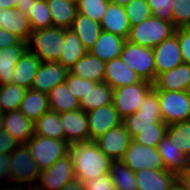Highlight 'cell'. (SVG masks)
<instances>
[{
  "instance_id": "6da1fadb",
  "label": "cell",
  "mask_w": 190,
  "mask_h": 190,
  "mask_svg": "<svg viewBox=\"0 0 190 190\" xmlns=\"http://www.w3.org/2000/svg\"><path fill=\"white\" fill-rule=\"evenodd\" d=\"M75 178L85 183L110 173L112 160L103 153L96 141L87 140L69 144Z\"/></svg>"
},
{
  "instance_id": "7a4b0ae2",
  "label": "cell",
  "mask_w": 190,
  "mask_h": 190,
  "mask_svg": "<svg viewBox=\"0 0 190 190\" xmlns=\"http://www.w3.org/2000/svg\"><path fill=\"white\" fill-rule=\"evenodd\" d=\"M10 154L8 182L14 185L1 190H32L41 172L36 160L31 156L26 144H19Z\"/></svg>"
},
{
  "instance_id": "3957f363",
  "label": "cell",
  "mask_w": 190,
  "mask_h": 190,
  "mask_svg": "<svg viewBox=\"0 0 190 190\" xmlns=\"http://www.w3.org/2000/svg\"><path fill=\"white\" fill-rule=\"evenodd\" d=\"M122 123L132 138L143 130L167 129V125L162 120L157 92L152 89L138 111L126 116Z\"/></svg>"
},
{
  "instance_id": "277c9868",
  "label": "cell",
  "mask_w": 190,
  "mask_h": 190,
  "mask_svg": "<svg viewBox=\"0 0 190 190\" xmlns=\"http://www.w3.org/2000/svg\"><path fill=\"white\" fill-rule=\"evenodd\" d=\"M64 28L51 26L32 31L28 49L41 62H58L63 53Z\"/></svg>"
},
{
  "instance_id": "5b68a950",
  "label": "cell",
  "mask_w": 190,
  "mask_h": 190,
  "mask_svg": "<svg viewBox=\"0 0 190 190\" xmlns=\"http://www.w3.org/2000/svg\"><path fill=\"white\" fill-rule=\"evenodd\" d=\"M175 30L172 22L151 16L140 24L131 26L126 40L137 45L154 48L173 35Z\"/></svg>"
},
{
  "instance_id": "8992f818",
  "label": "cell",
  "mask_w": 190,
  "mask_h": 190,
  "mask_svg": "<svg viewBox=\"0 0 190 190\" xmlns=\"http://www.w3.org/2000/svg\"><path fill=\"white\" fill-rule=\"evenodd\" d=\"M25 144L40 171L50 168L57 160L69 153V144L65 140L34 134Z\"/></svg>"
},
{
  "instance_id": "52a82bcc",
  "label": "cell",
  "mask_w": 190,
  "mask_h": 190,
  "mask_svg": "<svg viewBox=\"0 0 190 190\" xmlns=\"http://www.w3.org/2000/svg\"><path fill=\"white\" fill-rule=\"evenodd\" d=\"M122 61L142 80L155 81V60L153 49L125 41L120 54Z\"/></svg>"
},
{
  "instance_id": "ba28073f",
  "label": "cell",
  "mask_w": 190,
  "mask_h": 190,
  "mask_svg": "<svg viewBox=\"0 0 190 190\" xmlns=\"http://www.w3.org/2000/svg\"><path fill=\"white\" fill-rule=\"evenodd\" d=\"M153 89V83L142 80L141 82L113 89V106L119 116L124 119L138 111L139 106L147 94Z\"/></svg>"
},
{
  "instance_id": "9c48e42d",
  "label": "cell",
  "mask_w": 190,
  "mask_h": 190,
  "mask_svg": "<svg viewBox=\"0 0 190 190\" xmlns=\"http://www.w3.org/2000/svg\"><path fill=\"white\" fill-rule=\"evenodd\" d=\"M162 120L168 126L190 119V97L187 91L155 90Z\"/></svg>"
},
{
  "instance_id": "30bf717a",
  "label": "cell",
  "mask_w": 190,
  "mask_h": 190,
  "mask_svg": "<svg viewBox=\"0 0 190 190\" xmlns=\"http://www.w3.org/2000/svg\"><path fill=\"white\" fill-rule=\"evenodd\" d=\"M73 179H75L73 161L68 153L50 168L40 172L37 183L32 190H60Z\"/></svg>"
},
{
  "instance_id": "8fae6325",
  "label": "cell",
  "mask_w": 190,
  "mask_h": 190,
  "mask_svg": "<svg viewBox=\"0 0 190 190\" xmlns=\"http://www.w3.org/2000/svg\"><path fill=\"white\" fill-rule=\"evenodd\" d=\"M133 172L141 169L165 170L157 148H152L132 140L121 159Z\"/></svg>"
},
{
  "instance_id": "7c38bea8",
  "label": "cell",
  "mask_w": 190,
  "mask_h": 190,
  "mask_svg": "<svg viewBox=\"0 0 190 190\" xmlns=\"http://www.w3.org/2000/svg\"><path fill=\"white\" fill-rule=\"evenodd\" d=\"M155 60V78L183 63L179 40L176 33L152 48Z\"/></svg>"
},
{
  "instance_id": "4fadbf2b",
  "label": "cell",
  "mask_w": 190,
  "mask_h": 190,
  "mask_svg": "<svg viewBox=\"0 0 190 190\" xmlns=\"http://www.w3.org/2000/svg\"><path fill=\"white\" fill-rule=\"evenodd\" d=\"M132 140V137L122 123L121 125L108 130L95 141L99 149L105 153L109 159L121 160Z\"/></svg>"
},
{
  "instance_id": "5bb4252c",
  "label": "cell",
  "mask_w": 190,
  "mask_h": 190,
  "mask_svg": "<svg viewBox=\"0 0 190 190\" xmlns=\"http://www.w3.org/2000/svg\"><path fill=\"white\" fill-rule=\"evenodd\" d=\"M89 140L95 141L108 130L122 124L123 119L113 104H108L87 112Z\"/></svg>"
},
{
  "instance_id": "9a60e30c",
  "label": "cell",
  "mask_w": 190,
  "mask_h": 190,
  "mask_svg": "<svg viewBox=\"0 0 190 190\" xmlns=\"http://www.w3.org/2000/svg\"><path fill=\"white\" fill-rule=\"evenodd\" d=\"M135 173L138 190H175L178 175L168 170L141 169Z\"/></svg>"
},
{
  "instance_id": "2e32d148",
  "label": "cell",
  "mask_w": 190,
  "mask_h": 190,
  "mask_svg": "<svg viewBox=\"0 0 190 190\" xmlns=\"http://www.w3.org/2000/svg\"><path fill=\"white\" fill-rule=\"evenodd\" d=\"M61 126L64 130V140L76 143L89 140V126L87 112L79 109L60 113Z\"/></svg>"
},
{
  "instance_id": "e0dca14e",
  "label": "cell",
  "mask_w": 190,
  "mask_h": 190,
  "mask_svg": "<svg viewBox=\"0 0 190 190\" xmlns=\"http://www.w3.org/2000/svg\"><path fill=\"white\" fill-rule=\"evenodd\" d=\"M69 70L59 62H41L31 89L49 93L53 87L65 82Z\"/></svg>"
},
{
  "instance_id": "ac0fdd59",
  "label": "cell",
  "mask_w": 190,
  "mask_h": 190,
  "mask_svg": "<svg viewBox=\"0 0 190 190\" xmlns=\"http://www.w3.org/2000/svg\"><path fill=\"white\" fill-rule=\"evenodd\" d=\"M190 83V65L182 63L158 74L153 82L154 90L186 91Z\"/></svg>"
},
{
  "instance_id": "d6986e66",
  "label": "cell",
  "mask_w": 190,
  "mask_h": 190,
  "mask_svg": "<svg viewBox=\"0 0 190 190\" xmlns=\"http://www.w3.org/2000/svg\"><path fill=\"white\" fill-rule=\"evenodd\" d=\"M0 28L27 43L32 33L28 16L16 8H0Z\"/></svg>"
},
{
  "instance_id": "ffe728a7",
  "label": "cell",
  "mask_w": 190,
  "mask_h": 190,
  "mask_svg": "<svg viewBox=\"0 0 190 190\" xmlns=\"http://www.w3.org/2000/svg\"><path fill=\"white\" fill-rule=\"evenodd\" d=\"M104 81L115 89L141 82L142 79L118 57L106 62Z\"/></svg>"
},
{
  "instance_id": "44dd1931",
  "label": "cell",
  "mask_w": 190,
  "mask_h": 190,
  "mask_svg": "<svg viewBox=\"0 0 190 190\" xmlns=\"http://www.w3.org/2000/svg\"><path fill=\"white\" fill-rule=\"evenodd\" d=\"M113 88L104 82L88 80V91L79 99L80 109L89 112L99 107L112 104Z\"/></svg>"
},
{
  "instance_id": "7402d4cb",
  "label": "cell",
  "mask_w": 190,
  "mask_h": 190,
  "mask_svg": "<svg viewBox=\"0 0 190 190\" xmlns=\"http://www.w3.org/2000/svg\"><path fill=\"white\" fill-rule=\"evenodd\" d=\"M4 131L9 133L19 144H25L34 135V122L19 109L4 113Z\"/></svg>"
},
{
  "instance_id": "603a6c76",
  "label": "cell",
  "mask_w": 190,
  "mask_h": 190,
  "mask_svg": "<svg viewBox=\"0 0 190 190\" xmlns=\"http://www.w3.org/2000/svg\"><path fill=\"white\" fill-rule=\"evenodd\" d=\"M100 24L103 31L111 32L126 39L131 28L124 6L112 2L108 4Z\"/></svg>"
},
{
  "instance_id": "cb8c5ba5",
  "label": "cell",
  "mask_w": 190,
  "mask_h": 190,
  "mask_svg": "<svg viewBox=\"0 0 190 190\" xmlns=\"http://www.w3.org/2000/svg\"><path fill=\"white\" fill-rule=\"evenodd\" d=\"M126 38L111 32L101 31L89 52L104 62L120 57Z\"/></svg>"
},
{
  "instance_id": "d4e9b609",
  "label": "cell",
  "mask_w": 190,
  "mask_h": 190,
  "mask_svg": "<svg viewBox=\"0 0 190 190\" xmlns=\"http://www.w3.org/2000/svg\"><path fill=\"white\" fill-rule=\"evenodd\" d=\"M106 62L87 51L70 69L69 72L83 79L97 83L104 82Z\"/></svg>"
},
{
  "instance_id": "484cf974",
  "label": "cell",
  "mask_w": 190,
  "mask_h": 190,
  "mask_svg": "<svg viewBox=\"0 0 190 190\" xmlns=\"http://www.w3.org/2000/svg\"><path fill=\"white\" fill-rule=\"evenodd\" d=\"M157 150L166 170L179 175L189 167V158L180 152L166 135L158 143Z\"/></svg>"
},
{
  "instance_id": "4316f807",
  "label": "cell",
  "mask_w": 190,
  "mask_h": 190,
  "mask_svg": "<svg viewBox=\"0 0 190 190\" xmlns=\"http://www.w3.org/2000/svg\"><path fill=\"white\" fill-rule=\"evenodd\" d=\"M40 63L39 58L27 49L15 65L12 83L30 89Z\"/></svg>"
},
{
  "instance_id": "83f0119b",
  "label": "cell",
  "mask_w": 190,
  "mask_h": 190,
  "mask_svg": "<svg viewBox=\"0 0 190 190\" xmlns=\"http://www.w3.org/2000/svg\"><path fill=\"white\" fill-rule=\"evenodd\" d=\"M71 29L76 33L84 48L89 51L102 31L101 24L81 13L76 14Z\"/></svg>"
},
{
  "instance_id": "f1b7e54d",
  "label": "cell",
  "mask_w": 190,
  "mask_h": 190,
  "mask_svg": "<svg viewBox=\"0 0 190 190\" xmlns=\"http://www.w3.org/2000/svg\"><path fill=\"white\" fill-rule=\"evenodd\" d=\"M19 110L31 121L35 122L50 110L47 93L27 89Z\"/></svg>"
},
{
  "instance_id": "f546056e",
  "label": "cell",
  "mask_w": 190,
  "mask_h": 190,
  "mask_svg": "<svg viewBox=\"0 0 190 190\" xmlns=\"http://www.w3.org/2000/svg\"><path fill=\"white\" fill-rule=\"evenodd\" d=\"M28 49V45L0 48V86L12 83L15 65Z\"/></svg>"
},
{
  "instance_id": "4dcf8cb0",
  "label": "cell",
  "mask_w": 190,
  "mask_h": 190,
  "mask_svg": "<svg viewBox=\"0 0 190 190\" xmlns=\"http://www.w3.org/2000/svg\"><path fill=\"white\" fill-rule=\"evenodd\" d=\"M47 95L50 110L59 114L80 109L79 99L70 93L65 82L53 87Z\"/></svg>"
},
{
  "instance_id": "1f68e13d",
  "label": "cell",
  "mask_w": 190,
  "mask_h": 190,
  "mask_svg": "<svg viewBox=\"0 0 190 190\" xmlns=\"http://www.w3.org/2000/svg\"><path fill=\"white\" fill-rule=\"evenodd\" d=\"M52 18V25L71 28L78 12L77 5L66 0H46Z\"/></svg>"
},
{
  "instance_id": "d6a6232c",
  "label": "cell",
  "mask_w": 190,
  "mask_h": 190,
  "mask_svg": "<svg viewBox=\"0 0 190 190\" xmlns=\"http://www.w3.org/2000/svg\"><path fill=\"white\" fill-rule=\"evenodd\" d=\"M86 52L76 33L64 28L63 53L58 62L69 70Z\"/></svg>"
},
{
  "instance_id": "836d02e7",
  "label": "cell",
  "mask_w": 190,
  "mask_h": 190,
  "mask_svg": "<svg viewBox=\"0 0 190 190\" xmlns=\"http://www.w3.org/2000/svg\"><path fill=\"white\" fill-rule=\"evenodd\" d=\"M34 134L47 138L64 140V130L61 126L60 114L48 110L34 122Z\"/></svg>"
},
{
  "instance_id": "e575fe53",
  "label": "cell",
  "mask_w": 190,
  "mask_h": 190,
  "mask_svg": "<svg viewBox=\"0 0 190 190\" xmlns=\"http://www.w3.org/2000/svg\"><path fill=\"white\" fill-rule=\"evenodd\" d=\"M110 174L115 190H138L135 173L122 160H112Z\"/></svg>"
},
{
  "instance_id": "d590c367",
  "label": "cell",
  "mask_w": 190,
  "mask_h": 190,
  "mask_svg": "<svg viewBox=\"0 0 190 190\" xmlns=\"http://www.w3.org/2000/svg\"><path fill=\"white\" fill-rule=\"evenodd\" d=\"M166 136L190 160V119L168 125Z\"/></svg>"
},
{
  "instance_id": "8d00e7d4",
  "label": "cell",
  "mask_w": 190,
  "mask_h": 190,
  "mask_svg": "<svg viewBox=\"0 0 190 190\" xmlns=\"http://www.w3.org/2000/svg\"><path fill=\"white\" fill-rule=\"evenodd\" d=\"M27 89L17 84H5L0 86L1 112L18 110Z\"/></svg>"
},
{
  "instance_id": "74e56055",
  "label": "cell",
  "mask_w": 190,
  "mask_h": 190,
  "mask_svg": "<svg viewBox=\"0 0 190 190\" xmlns=\"http://www.w3.org/2000/svg\"><path fill=\"white\" fill-rule=\"evenodd\" d=\"M31 30H39L53 26L46 0H35L28 15Z\"/></svg>"
},
{
  "instance_id": "f35d334b",
  "label": "cell",
  "mask_w": 190,
  "mask_h": 190,
  "mask_svg": "<svg viewBox=\"0 0 190 190\" xmlns=\"http://www.w3.org/2000/svg\"><path fill=\"white\" fill-rule=\"evenodd\" d=\"M110 2V0H79L77 10L78 13L100 23Z\"/></svg>"
},
{
  "instance_id": "ab89813d",
  "label": "cell",
  "mask_w": 190,
  "mask_h": 190,
  "mask_svg": "<svg viewBox=\"0 0 190 190\" xmlns=\"http://www.w3.org/2000/svg\"><path fill=\"white\" fill-rule=\"evenodd\" d=\"M124 8L131 26L140 24L152 16L147 0H133Z\"/></svg>"
},
{
  "instance_id": "60d3db41",
  "label": "cell",
  "mask_w": 190,
  "mask_h": 190,
  "mask_svg": "<svg viewBox=\"0 0 190 190\" xmlns=\"http://www.w3.org/2000/svg\"><path fill=\"white\" fill-rule=\"evenodd\" d=\"M172 24L174 27H188L190 25V0H173Z\"/></svg>"
},
{
  "instance_id": "b9f144b4",
  "label": "cell",
  "mask_w": 190,
  "mask_h": 190,
  "mask_svg": "<svg viewBox=\"0 0 190 190\" xmlns=\"http://www.w3.org/2000/svg\"><path fill=\"white\" fill-rule=\"evenodd\" d=\"M167 129H147L141 131V133L135 135L133 141L152 147L157 148L158 143L166 135Z\"/></svg>"
},
{
  "instance_id": "7bdbcfd3",
  "label": "cell",
  "mask_w": 190,
  "mask_h": 190,
  "mask_svg": "<svg viewBox=\"0 0 190 190\" xmlns=\"http://www.w3.org/2000/svg\"><path fill=\"white\" fill-rule=\"evenodd\" d=\"M173 0H147L153 17L172 22Z\"/></svg>"
},
{
  "instance_id": "ee69618b",
  "label": "cell",
  "mask_w": 190,
  "mask_h": 190,
  "mask_svg": "<svg viewBox=\"0 0 190 190\" xmlns=\"http://www.w3.org/2000/svg\"><path fill=\"white\" fill-rule=\"evenodd\" d=\"M65 83L69 88L70 93L78 99L86 94L88 91V80L73 75L72 73L68 72Z\"/></svg>"
},
{
  "instance_id": "f6af8a7d",
  "label": "cell",
  "mask_w": 190,
  "mask_h": 190,
  "mask_svg": "<svg viewBox=\"0 0 190 190\" xmlns=\"http://www.w3.org/2000/svg\"><path fill=\"white\" fill-rule=\"evenodd\" d=\"M175 33L178 36L183 63L190 65V28H177Z\"/></svg>"
},
{
  "instance_id": "bcb514c9",
  "label": "cell",
  "mask_w": 190,
  "mask_h": 190,
  "mask_svg": "<svg viewBox=\"0 0 190 190\" xmlns=\"http://www.w3.org/2000/svg\"><path fill=\"white\" fill-rule=\"evenodd\" d=\"M86 190H115L111 174L107 173L84 183Z\"/></svg>"
},
{
  "instance_id": "7dc6e473",
  "label": "cell",
  "mask_w": 190,
  "mask_h": 190,
  "mask_svg": "<svg viewBox=\"0 0 190 190\" xmlns=\"http://www.w3.org/2000/svg\"><path fill=\"white\" fill-rule=\"evenodd\" d=\"M13 45H28V43L7 30L0 28V48H8Z\"/></svg>"
},
{
  "instance_id": "c3c4849f",
  "label": "cell",
  "mask_w": 190,
  "mask_h": 190,
  "mask_svg": "<svg viewBox=\"0 0 190 190\" xmlns=\"http://www.w3.org/2000/svg\"><path fill=\"white\" fill-rule=\"evenodd\" d=\"M18 145L19 142L9 133L5 131L0 132V154L11 153Z\"/></svg>"
},
{
  "instance_id": "681fc988",
  "label": "cell",
  "mask_w": 190,
  "mask_h": 190,
  "mask_svg": "<svg viewBox=\"0 0 190 190\" xmlns=\"http://www.w3.org/2000/svg\"><path fill=\"white\" fill-rule=\"evenodd\" d=\"M11 154L10 153H2L0 154V182L1 184L7 183L8 181V174L10 172V163Z\"/></svg>"
},
{
  "instance_id": "f907efd6",
  "label": "cell",
  "mask_w": 190,
  "mask_h": 190,
  "mask_svg": "<svg viewBox=\"0 0 190 190\" xmlns=\"http://www.w3.org/2000/svg\"><path fill=\"white\" fill-rule=\"evenodd\" d=\"M178 188L180 190H190V169L187 168L178 175Z\"/></svg>"
},
{
  "instance_id": "816d5d0a",
  "label": "cell",
  "mask_w": 190,
  "mask_h": 190,
  "mask_svg": "<svg viewBox=\"0 0 190 190\" xmlns=\"http://www.w3.org/2000/svg\"><path fill=\"white\" fill-rule=\"evenodd\" d=\"M35 0H20L18 1L16 5V9L21 11L24 15H29V11L32 7V4L34 3Z\"/></svg>"
},
{
  "instance_id": "f5cc1de1",
  "label": "cell",
  "mask_w": 190,
  "mask_h": 190,
  "mask_svg": "<svg viewBox=\"0 0 190 190\" xmlns=\"http://www.w3.org/2000/svg\"><path fill=\"white\" fill-rule=\"evenodd\" d=\"M60 190H86L84 183L80 182L78 179H73L69 181Z\"/></svg>"
},
{
  "instance_id": "db71d44e",
  "label": "cell",
  "mask_w": 190,
  "mask_h": 190,
  "mask_svg": "<svg viewBox=\"0 0 190 190\" xmlns=\"http://www.w3.org/2000/svg\"><path fill=\"white\" fill-rule=\"evenodd\" d=\"M20 0H0V8H15Z\"/></svg>"
},
{
  "instance_id": "11a10c76",
  "label": "cell",
  "mask_w": 190,
  "mask_h": 190,
  "mask_svg": "<svg viewBox=\"0 0 190 190\" xmlns=\"http://www.w3.org/2000/svg\"><path fill=\"white\" fill-rule=\"evenodd\" d=\"M110 1L120 6H126L128 3L132 2L133 0H110Z\"/></svg>"
},
{
  "instance_id": "9f6ffc18",
  "label": "cell",
  "mask_w": 190,
  "mask_h": 190,
  "mask_svg": "<svg viewBox=\"0 0 190 190\" xmlns=\"http://www.w3.org/2000/svg\"><path fill=\"white\" fill-rule=\"evenodd\" d=\"M4 131V113L0 112V132Z\"/></svg>"
},
{
  "instance_id": "6f0895ef",
  "label": "cell",
  "mask_w": 190,
  "mask_h": 190,
  "mask_svg": "<svg viewBox=\"0 0 190 190\" xmlns=\"http://www.w3.org/2000/svg\"><path fill=\"white\" fill-rule=\"evenodd\" d=\"M66 1L71 2V3L75 4V5H77L78 2H79V0H66Z\"/></svg>"
},
{
  "instance_id": "680465c9",
  "label": "cell",
  "mask_w": 190,
  "mask_h": 190,
  "mask_svg": "<svg viewBox=\"0 0 190 190\" xmlns=\"http://www.w3.org/2000/svg\"><path fill=\"white\" fill-rule=\"evenodd\" d=\"M186 91H187L188 96L190 97V83Z\"/></svg>"
}]
</instances>
